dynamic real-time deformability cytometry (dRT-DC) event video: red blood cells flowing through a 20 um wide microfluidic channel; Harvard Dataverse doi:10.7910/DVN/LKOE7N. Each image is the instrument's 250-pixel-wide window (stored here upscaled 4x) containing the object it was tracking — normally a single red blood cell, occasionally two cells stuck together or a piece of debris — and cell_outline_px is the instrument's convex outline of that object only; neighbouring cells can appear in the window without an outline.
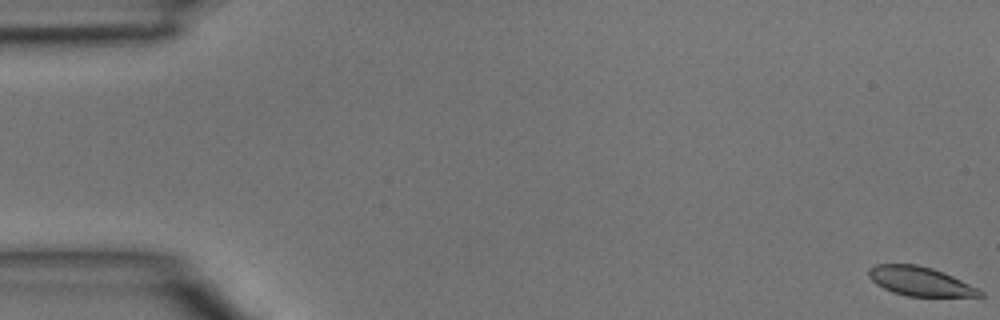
{"species": "common noctule bat (a hibernating species)", "species_latin": "Nyctalus noctula", "temperature_condition": "room temperature", "stored_images_in_passage": 47, "camera_frame_rate_fps": 3000, "um_per_image_px": 0.085, "animal": {"sex": "male", "body_mass_g": 15.6}, "frame": {"image": 1, "passage_image": 1, "time_ms": 0.0, "image_size_px": [1000, 320], "cell_outline_px": [[984, 296], [908, 296], [892, 292], [876, 284], [868, 276], [868, 268], [876, 264], [916, 264], [932, 268], [944, 272], [980, 288], [984, 292]], "centroid_in_image_um": [78.23, 23.9], "position_along_channel_um": 6.8, "area_um2": 18.96}}
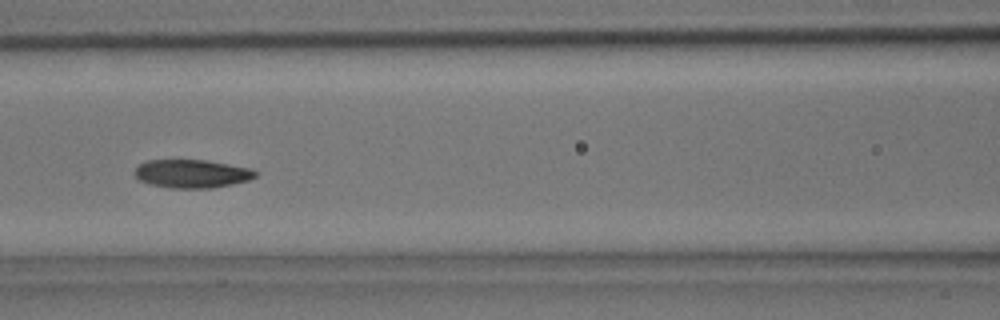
{"frame": {"image": 2, "passage_image": 21, "time_ms": 6.667, "image_size_px": [1000, 320], "cell_outline_px": [[256, 176], [248, 180], [232, 184], [212, 188], [172, 188], [148, 184], [140, 180], [132, 172], [140, 164], [148, 160], [208, 160], [252, 168], [256, 172]], "centroid_in_image_um": [16.31, 14.76], "position_along_channel_um": 150.3, "area_um2": 20.0}}
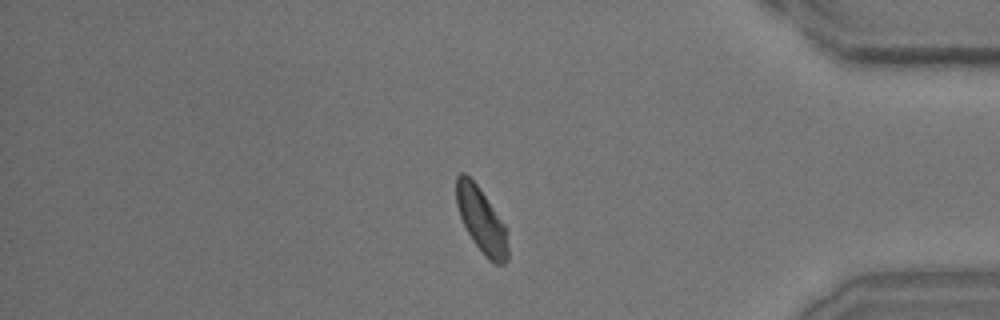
{"frame": {"image": 3, "passage_image": 40, "time_ms": 13.0, "image_size_px": [1000, 320], "cell_outline_px": [[508, 260], [504, 264], [496, 264], [488, 260], [484, 256], [472, 240], [460, 216], [456, 204], [456, 176], [460, 172], [464, 172], [476, 184], [508, 228]], "centroid_in_image_um": [40.95, 18.75], "position_along_channel_um": 394.3, "area_um2": 19.71}}